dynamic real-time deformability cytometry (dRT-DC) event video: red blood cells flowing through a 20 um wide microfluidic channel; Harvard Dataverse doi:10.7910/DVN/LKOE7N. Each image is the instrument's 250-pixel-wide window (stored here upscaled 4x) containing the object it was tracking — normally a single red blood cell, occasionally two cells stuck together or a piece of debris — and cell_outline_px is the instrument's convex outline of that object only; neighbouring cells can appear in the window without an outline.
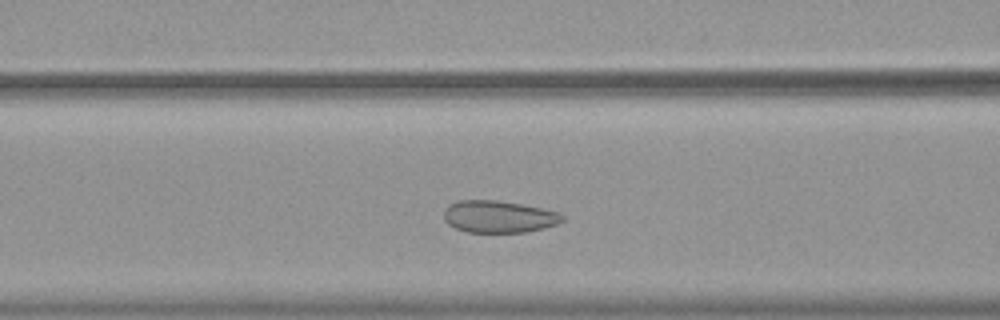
{"species": "common noctule bat (a hibernating species)", "species_latin": "Nyctalus noctula", "temperature_condition": "warm", "stored_images_in_passage": 37, "camera_frame_rate_fps": 3000, "um_per_image_px": 0.085, "animal": {"sex": "female", "body_mass_g": 19.9}, "frame": {"image": 1, "passage_image": 13, "time_ms": 4.0, "image_size_px": [1000, 320], "cell_outline_px": [[564, 220], [556, 224], [544, 228], [528, 232], [468, 232], [456, 228], [448, 224], [444, 220], [444, 208], [448, 204], [456, 200], [496, 200], [524, 204], [560, 212], [564, 216]], "centroid_in_image_um": [42.39, 18.4], "position_along_channel_um": 124.2, "area_um2": 22.43}}
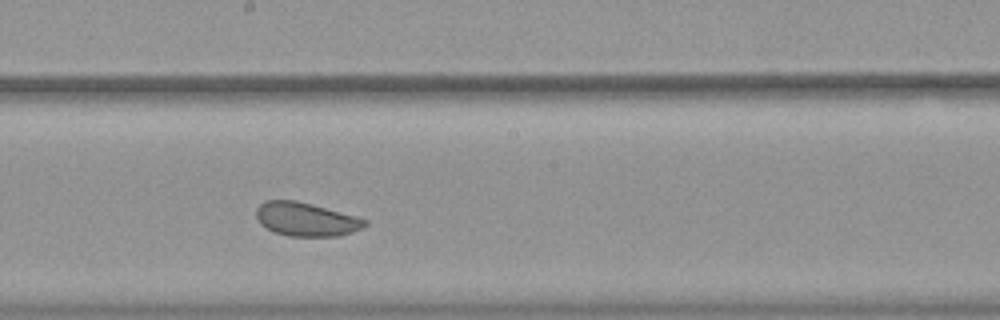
{"frame": {"image": 2, "passage_image": 21, "time_ms": 6.667, "image_size_px": [1000, 320], "cell_outline_px": [[368, 224], [352, 232], [340, 236], [288, 236], [276, 232], [260, 224], [256, 220], [256, 208], [264, 200], [296, 200], [312, 204], [356, 216], [368, 220]], "centroid_in_image_um": [26.0, 18.63], "position_along_channel_um": 222.2, "area_um2": 21.33}}
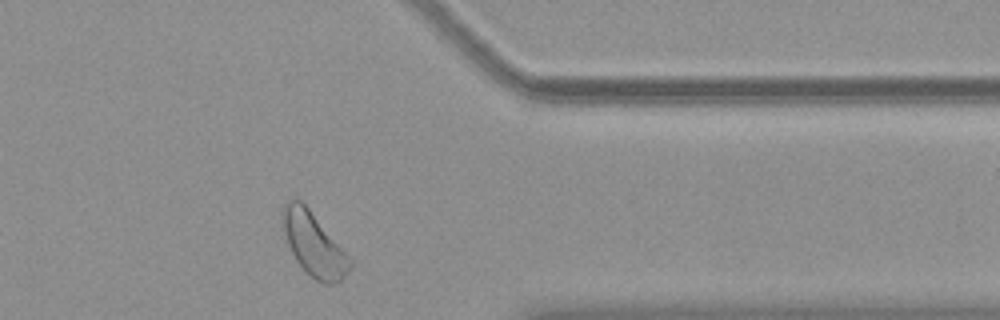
{"frame": {"image": 3, "passage_image": 35, "time_ms": 11.333, "image_size_px": [1000, 320], "cell_outline_px": [[352, 264], [348, 272], [340, 280], [332, 284], [324, 284], [316, 280], [296, 260], [280, 228], [280, 216], [284, 204], [288, 200], [296, 196], [308, 208], [352, 260]], "centroid_in_image_um": [26.61, 20.71], "position_along_channel_um": 384.8, "area_um2": 24.68}, "authors_computed_cell_mechanics": {"area_um2": 22.4264, "velocity_mm_per_s": 3.6822, "shape_relaxation_time_tau1_ms": 3.3499, "shape_relaxation_time_tau2_ms": 5.3117, "deformation_change_tau1": 0.0494, "deformation_change_tau2": 0.081}}